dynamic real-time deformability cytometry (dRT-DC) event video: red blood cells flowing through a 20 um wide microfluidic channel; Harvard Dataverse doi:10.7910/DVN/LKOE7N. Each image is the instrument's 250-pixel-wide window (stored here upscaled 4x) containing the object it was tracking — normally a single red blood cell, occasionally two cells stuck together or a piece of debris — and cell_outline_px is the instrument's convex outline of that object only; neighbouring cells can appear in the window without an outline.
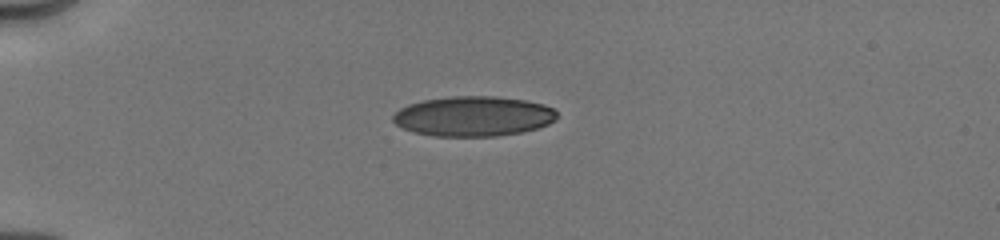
{"species": "human", "species_latin": "Homo sapiens", "temperature_condition": "cold", "stored_images_in_passage": 9, "camera_frame_rate_fps": 3000, "um_per_image_px": 0.085, "donor": {"sex": "male"}, "frame": {"image": 1, "passage_image": 1, "time_ms": 0.0, "image_size_px": [1000, 240], "cell_outline_px": [[556, 120], [548, 124], [536, 128], [520, 132], [496, 136], [432, 136], [412, 132], [396, 124], [392, 120], [392, 116], [400, 108], [408, 104], [424, 100], [452, 96], [496, 96], [524, 100], [544, 104], [552, 108], [556, 112]], "centroid_in_image_um": [40.21, 9.88], "position_along_channel_um": 44.8, "area_um2": 38.21}}